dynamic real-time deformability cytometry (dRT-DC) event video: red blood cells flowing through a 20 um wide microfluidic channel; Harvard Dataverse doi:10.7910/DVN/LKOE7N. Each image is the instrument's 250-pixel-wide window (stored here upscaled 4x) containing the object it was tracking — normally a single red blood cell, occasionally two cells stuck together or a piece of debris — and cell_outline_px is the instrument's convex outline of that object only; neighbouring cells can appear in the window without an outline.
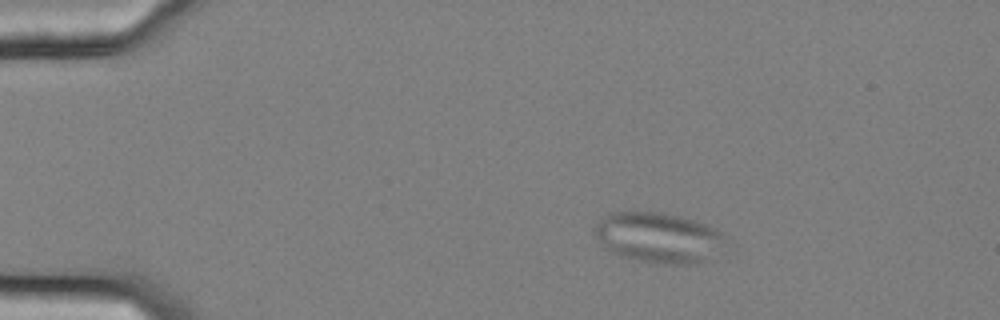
{"species": "common noctule bat (a hibernating species)", "species_latin": "Nyctalus noctula", "temperature_condition": "cold", "stored_images_in_passage": 56, "camera_frame_rate_fps": 3000, "um_per_image_px": 0.085, "animal": {"sex": "female", "body_mass_g": 25.1}, "frame": {"image": 1, "passage_image": 10, "time_ms": 3.0, "image_size_px": [1000, 320], "cell_outline_px": [[728, 236], [708, 260], [696, 264], [664, 264], [640, 260], [620, 256], [604, 248], [600, 244], [592, 232], [592, 228], [608, 212], [660, 212], [680, 216], [696, 220], [708, 224], [716, 228]], "centroid_in_image_um": [55.94, 20.18], "position_along_channel_um": 29.1, "area_um2": 38.67}}
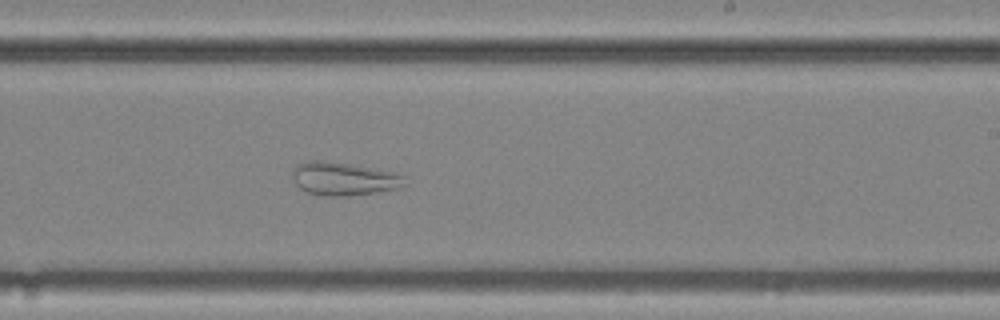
{"frame": {"image": 2, "passage_image": 35, "time_ms": 11.333, "image_size_px": [1000, 320], "cell_outline_px": [[404, 176], [400, 184], [396, 188], [376, 192], [348, 196], [320, 196], [308, 192], [300, 188], [292, 180], [292, 172], [300, 164], [308, 160], [320, 160], [380, 168]], "centroid_in_image_um": [29.15, 15.19], "position_along_channel_um": 259.8, "area_um2": 21.5}}
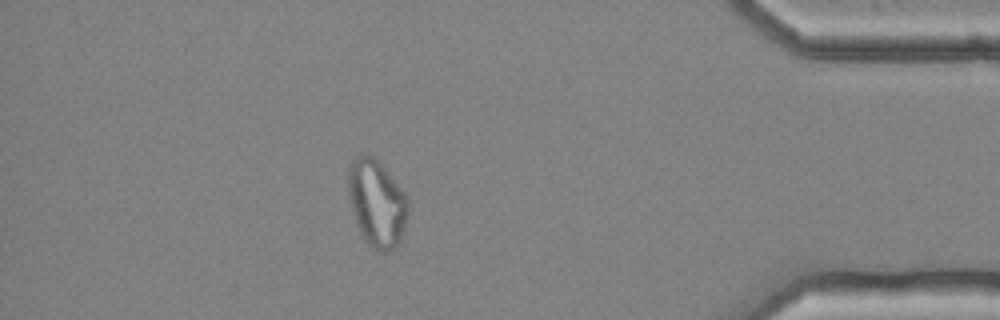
{"frame": {"image": 3, "passage_image": 50, "time_ms": 16.333, "image_size_px": [1000, 320], "cell_outline_px": [[408, 212], [404, 228], [400, 240], [396, 248], [388, 252], [380, 252], [372, 248], [364, 240], [356, 224], [352, 212], [348, 192], [348, 168], [352, 160], [360, 152], [368, 152], [388, 172], [408, 196]], "centroid_in_image_um": [32.01, 17.26], "position_along_channel_um": 403.2, "area_um2": 30.75}}